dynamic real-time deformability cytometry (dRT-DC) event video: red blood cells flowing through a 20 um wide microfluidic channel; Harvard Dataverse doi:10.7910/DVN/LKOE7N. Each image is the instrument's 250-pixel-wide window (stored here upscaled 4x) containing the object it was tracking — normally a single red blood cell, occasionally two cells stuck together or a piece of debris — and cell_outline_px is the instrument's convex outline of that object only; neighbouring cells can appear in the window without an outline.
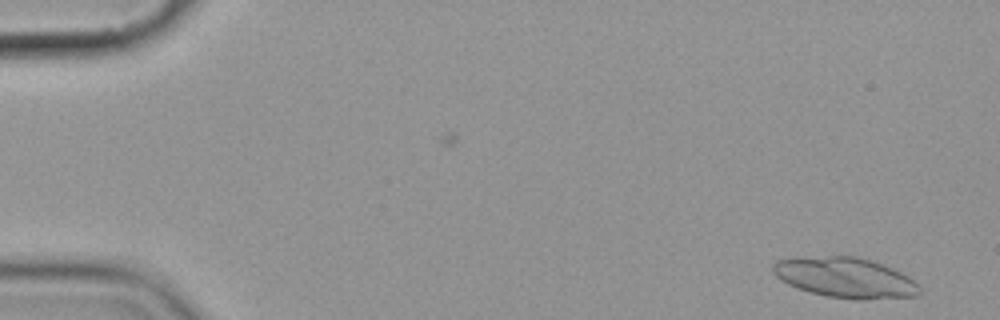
{"species": "common noctule bat (a hibernating species)", "species_latin": "Nyctalus noctula", "temperature_condition": "cold", "stored_images_in_passage": 2, "camera_frame_rate_fps": 3000, "um_per_image_px": 0.085, "animal": {"sex": "female", "body_mass_g": 19.9}, "frame": {"image": 1, "passage_image": 2, "time_ms": 1.333, "image_size_px": [1000, 320], "cell_outline_px": [[920, 292], [916, 296], [864, 300], [856, 300], [828, 296], [812, 292], [788, 284], [780, 280], [772, 272], [772, 264], [776, 260], [796, 256], [856, 256], [892, 268], [908, 276], [920, 288]], "centroid_in_image_um": [71.79, 23.59], "position_along_channel_um": 13.2, "area_um2": 34.39}}